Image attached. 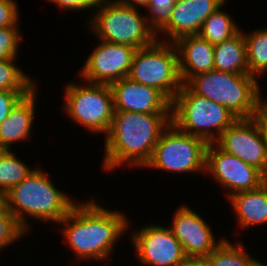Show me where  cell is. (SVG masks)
<instances>
[{"instance_id": "obj_2", "label": "cell", "mask_w": 267, "mask_h": 266, "mask_svg": "<svg viewBox=\"0 0 267 266\" xmlns=\"http://www.w3.org/2000/svg\"><path fill=\"white\" fill-rule=\"evenodd\" d=\"M170 123L171 113L114 111L104 139L103 171L114 172L124 166L144 169Z\"/></svg>"}, {"instance_id": "obj_34", "label": "cell", "mask_w": 267, "mask_h": 266, "mask_svg": "<svg viewBox=\"0 0 267 266\" xmlns=\"http://www.w3.org/2000/svg\"><path fill=\"white\" fill-rule=\"evenodd\" d=\"M264 73L266 74L267 73V68L266 69H263L255 78H256V97H257V100L258 102H267V97L265 98L261 93V86H260V83L259 81L261 80V76L264 75ZM263 96V97H262Z\"/></svg>"}, {"instance_id": "obj_5", "label": "cell", "mask_w": 267, "mask_h": 266, "mask_svg": "<svg viewBox=\"0 0 267 266\" xmlns=\"http://www.w3.org/2000/svg\"><path fill=\"white\" fill-rule=\"evenodd\" d=\"M192 93L226 107L237 119H251L258 105L256 78L211 70L192 76L184 84Z\"/></svg>"}, {"instance_id": "obj_30", "label": "cell", "mask_w": 267, "mask_h": 266, "mask_svg": "<svg viewBox=\"0 0 267 266\" xmlns=\"http://www.w3.org/2000/svg\"><path fill=\"white\" fill-rule=\"evenodd\" d=\"M29 92L0 90V124L9 115L15 105Z\"/></svg>"}, {"instance_id": "obj_36", "label": "cell", "mask_w": 267, "mask_h": 266, "mask_svg": "<svg viewBox=\"0 0 267 266\" xmlns=\"http://www.w3.org/2000/svg\"><path fill=\"white\" fill-rule=\"evenodd\" d=\"M3 205V196L0 194V207Z\"/></svg>"}, {"instance_id": "obj_22", "label": "cell", "mask_w": 267, "mask_h": 266, "mask_svg": "<svg viewBox=\"0 0 267 266\" xmlns=\"http://www.w3.org/2000/svg\"><path fill=\"white\" fill-rule=\"evenodd\" d=\"M225 3L203 22L199 35L207 40L210 44H218L224 40L230 39L240 30L233 16L228 11H223Z\"/></svg>"}, {"instance_id": "obj_33", "label": "cell", "mask_w": 267, "mask_h": 266, "mask_svg": "<svg viewBox=\"0 0 267 266\" xmlns=\"http://www.w3.org/2000/svg\"><path fill=\"white\" fill-rule=\"evenodd\" d=\"M119 3L131 6L134 8H146L151 0H117Z\"/></svg>"}, {"instance_id": "obj_14", "label": "cell", "mask_w": 267, "mask_h": 266, "mask_svg": "<svg viewBox=\"0 0 267 266\" xmlns=\"http://www.w3.org/2000/svg\"><path fill=\"white\" fill-rule=\"evenodd\" d=\"M173 213L169 228L187 258H205L223 241V237L217 240L210 223L188 205H180Z\"/></svg>"}, {"instance_id": "obj_18", "label": "cell", "mask_w": 267, "mask_h": 266, "mask_svg": "<svg viewBox=\"0 0 267 266\" xmlns=\"http://www.w3.org/2000/svg\"><path fill=\"white\" fill-rule=\"evenodd\" d=\"M174 44L178 52L179 73L183 84L192 76L214 69V45L199 34L180 37Z\"/></svg>"}, {"instance_id": "obj_1", "label": "cell", "mask_w": 267, "mask_h": 266, "mask_svg": "<svg viewBox=\"0 0 267 266\" xmlns=\"http://www.w3.org/2000/svg\"><path fill=\"white\" fill-rule=\"evenodd\" d=\"M126 216L122 210L103 207L94 198L79 200L58 223V229L77 262H109L114 246L131 228Z\"/></svg>"}, {"instance_id": "obj_11", "label": "cell", "mask_w": 267, "mask_h": 266, "mask_svg": "<svg viewBox=\"0 0 267 266\" xmlns=\"http://www.w3.org/2000/svg\"><path fill=\"white\" fill-rule=\"evenodd\" d=\"M208 174L225 189L227 199L235 193L257 189L267 181L260 170L221 150L215 143H208L206 149L205 175Z\"/></svg>"}, {"instance_id": "obj_24", "label": "cell", "mask_w": 267, "mask_h": 266, "mask_svg": "<svg viewBox=\"0 0 267 266\" xmlns=\"http://www.w3.org/2000/svg\"><path fill=\"white\" fill-rule=\"evenodd\" d=\"M246 43L249 74L256 77L267 68V28L261 27L247 33L243 30Z\"/></svg>"}, {"instance_id": "obj_8", "label": "cell", "mask_w": 267, "mask_h": 266, "mask_svg": "<svg viewBox=\"0 0 267 266\" xmlns=\"http://www.w3.org/2000/svg\"><path fill=\"white\" fill-rule=\"evenodd\" d=\"M128 77L158 89L172 102L183 86L175 44L156 40L147 47L137 49Z\"/></svg>"}, {"instance_id": "obj_3", "label": "cell", "mask_w": 267, "mask_h": 266, "mask_svg": "<svg viewBox=\"0 0 267 266\" xmlns=\"http://www.w3.org/2000/svg\"><path fill=\"white\" fill-rule=\"evenodd\" d=\"M43 171L39 164L3 196V205L27 233L32 229L29 218L57 225L79 202L56 187L50 173Z\"/></svg>"}, {"instance_id": "obj_21", "label": "cell", "mask_w": 267, "mask_h": 266, "mask_svg": "<svg viewBox=\"0 0 267 266\" xmlns=\"http://www.w3.org/2000/svg\"><path fill=\"white\" fill-rule=\"evenodd\" d=\"M238 242L229 241L225 238L223 241L205 257L210 266H259L260 259L250 252H247L242 240Z\"/></svg>"}, {"instance_id": "obj_13", "label": "cell", "mask_w": 267, "mask_h": 266, "mask_svg": "<svg viewBox=\"0 0 267 266\" xmlns=\"http://www.w3.org/2000/svg\"><path fill=\"white\" fill-rule=\"evenodd\" d=\"M214 143L267 177V146L253 118L237 119Z\"/></svg>"}, {"instance_id": "obj_38", "label": "cell", "mask_w": 267, "mask_h": 266, "mask_svg": "<svg viewBox=\"0 0 267 266\" xmlns=\"http://www.w3.org/2000/svg\"><path fill=\"white\" fill-rule=\"evenodd\" d=\"M174 1H175V3H176V2H179V1H185V0H174Z\"/></svg>"}, {"instance_id": "obj_17", "label": "cell", "mask_w": 267, "mask_h": 266, "mask_svg": "<svg viewBox=\"0 0 267 266\" xmlns=\"http://www.w3.org/2000/svg\"><path fill=\"white\" fill-rule=\"evenodd\" d=\"M38 87L36 86L25 95L11 110L9 115L0 124V150H12L16 143L29 142L32 129L35 128V116L38 99ZM33 125V126H32Z\"/></svg>"}, {"instance_id": "obj_15", "label": "cell", "mask_w": 267, "mask_h": 266, "mask_svg": "<svg viewBox=\"0 0 267 266\" xmlns=\"http://www.w3.org/2000/svg\"><path fill=\"white\" fill-rule=\"evenodd\" d=\"M226 1L185 0L176 2L169 21L156 33L157 40L174 43L180 37L198 34L203 22Z\"/></svg>"}, {"instance_id": "obj_6", "label": "cell", "mask_w": 267, "mask_h": 266, "mask_svg": "<svg viewBox=\"0 0 267 266\" xmlns=\"http://www.w3.org/2000/svg\"><path fill=\"white\" fill-rule=\"evenodd\" d=\"M236 120L226 107L192 93L184 84L171 102V122L207 143H214Z\"/></svg>"}, {"instance_id": "obj_28", "label": "cell", "mask_w": 267, "mask_h": 266, "mask_svg": "<svg viewBox=\"0 0 267 266\" xmlns=\"http://www.w3.org/2000/svg\"><path fill=\"white\" fill-rule=\"evenodd\" d=\"M21 29L19 27L0 28V59H18L19 48L22 44Z\"/></svg>"}, {"instance_id": "obj_20", "label": "cell", "mask_w": 267, "mask_h": 266, "mask_svg": "<svg viewBox=\"0 0 267 266\" xmlns=\"http://www.w3.org/2000/svg\"><path fill=\"white\" fill-rule=\"evenodd\" d=\"M214 69L222 72L249 74L242 29L230 39L214 45Z\"/></svg>"}, {"instance_id": "obj_27", "label": "cell", "mask_w": 267, "mask_h": 266, "mask_svg": "<svg viewBox=\"0 0 267 266\" xmlns=\"http://www.w3.org/2000/svg\"><path fill=\"white\" fill-rule=\"evenodd\" d=\"M174 5V0H151L145 8L148 24L156 33L169 21Z\"/></svg>"}, {"instance_id": "obj_29", "label": "cell", "mask_w": 267, "mask_h": 266, "mask_svg": "<svg viewBox=\"0 0 267 266\" xmlns=\"http://www.w3.org/2000/svg\"><path fill=\"white\" fill-rule=\"evenodd\" d=\"M16 0H0V28L20 27V10Z\"/></svg>"}, {"instance_id": "obj_26", "label": "cell", "mask_w": 267, "mask_h": 266, "mask_svg": "<svg viewBox=\"0 0 267 266\" xmlns=\"http://www.w3.org/2000/svg\"><path fill=\"white\" fill-rule=\"evenodd\" d=\"M27 236V232L19 225L10 211L2 205L0 207V253L8 246Z\"/></svg>"}, {"instance_id": "obj_9", "label": "cell", "mask_w": 267, "mask_h": 266, "mask_svg": "<svg viewBox=\"0 0 267 266\" xmlns=\"http://www.w3.org/2000/svg\"><path fill=\"white\" fill-rule=\"evenodd\" d=\"M207 145L204 139L178 129L171 122L161 133L144 168L182 175L195 172L205 175Z\"/></svg>"}, {"instance_id": "obj_32", "label": "cell", "mask_w": 267, "mask_h": 266, "mask_svg": "<svg viewBox=\"0 0 267 266\" xmlns=\"http://www.w3.org/2000/svg\"><path fill=\"white\" fill-rule=\"evenodd\" d=\"M252 118L257 123L267 146V102H258L257 109Z\"/></svg>"}, {"instance_id": "obj_12", "label": "cell", "mask_w": 267, "mask_h": 266, "mask_svg": "<svg viewBox=\"0 0 267 266\" xmlns=\"http://www.w3.org/2000/svg\"><path fill=\"white\" fill-rule=\"evenodd\" d=\"M99 43L87 56L78 71L80 79L98 84H108L128 77L136 48L97 39Z\"/></svg>"}, {"instance_id": "obj_19", "label": "cell", "mask_w": 267, "mask_h": 266, "mask_svg": "<svg viewBox=\"0 0 267 266\" xmlns=\"http://www.w3.org/2000/svg\"><path fill=\"white\" fill-rule=\"evenodd\" d=\"M228 200L243 231L257 225H267V181L257 189L235 193Z\"/></svg>"}, {"instance_id": "obj_4", "label": "cell", "mask_w": 267, "mask_h": 266, "mask_svg": "<svg viewBox=\"0 0 267 266\" xmlns=\"http://www.w3.org/2000/svg\"><path fill=\"white\" fill-rule=\"evenodd\" d=\"M94 11L86 19L89 22L86 26L96 39L136 49L147 47L157 40L156 32L139 8L117 0H99Z\"/></svg>"}, {"instance_id": "obj_25", "label": "cell", "mask_w": 267, "mask_h": 266, "mask_svg": "<svg viewBox=\"0 0 267 266\" xmlns=\"http://www.w3.org/2000/svg\"><path fill=\"white\" fill-rule=\"evenodd\" d=\"M17 60L0 59V90L31 91L36 86H40L33 78L28 76L29 74L18 67Z\"/></svg>"}, {"instance_id": "obj_31", "label": "cell", "mask_w": 267, "mask_h": 266, "mask_svg": "<svg viewBox=\"0 0 267 266\" xmlns=\"http://www.w3.org/2000/svg\"><path fill=\"white\" fill-rule=\"evenodd\" d=\"M50 4H56L58 8L62 11L72 10L73 11H87L91 10L92 15L95 11L94 8L97 7L99 0H46ZM93 9V10H92Z\"/></svg>"}, {"instance_id": "obj_35", "label": "cell", "mask_w": 267, "mask_h": 266, "mask_svg": "<svg viewBox=\"0 0 267 266\" xmlns=\"http://www.w3.org/2000/svg\"><path fill=\"white\" fill-rule=\"evenodd\" d=\"M184 266H210L205 258H188Z\"/></svg>"}, {"instance_id": "obj_16", "label": "cell", "mask_w": 267, "mask_h": 266, "mask_svg": "<svg viewBox=\"0 0 267 266\" xmlns=\"http://www.w3.org/2000/svg\"><path fill=\"white\" fill-rule=\"evenodd\" d=\"M114 110L139 113H171V102L156 88L124 77L110 84Z\"/></svg>"}, {"instance_id": "obj_10", "label": "cell", "mask_w": 267, "mask_h": 266, "mask_svg": "<svg viewBox=\"0 0 267 266\" xmlns=\"http://www.w3.org/2000/svg\"><path fill=\"white\" fill-rule=\"evenodd\" d=\"M131 230L128 239L140 265L184 266L186 263L188 258L169 226L151 223Z\"/></svg>"}, {"instance_id": "obj_23", "label": "cell", "mask_w": 267, "mask_h": 266, "mask_svg": "<svg viewBox=\"0 0 267 266\" xmlns=\"http://www.w3.org/2000/svg\"><path fill=\"white\" fill-rule=\"evenodd\" d=\"M13 150H0V194L4 196L13 186L23 181L34 169Z\"/></svg>"}, {"instance_id": "obj_37", "label": "cell", "mask_w": 267, "mask_h": 266, "mask_svg": "<svg viewBox=\"0 0 267 266\" xmlns=\"http://www.w3.org/2000/svg\"><path fill=\"white\" fill-rule=\"evenodd\" d=\"M259 266H267V264L264 263V262H261V263L259 264Z\"/></svg>"}, {"instance_id": "obj_7", "label": "cell", "mask_w": 267, "mask_h": 266, "mask_svg": "<svg viewBox=\"0 0 267 266\" xmlns=\"http://www.w3.org/2000/svg\"><path fill=\"white\" fill-rule=\"evenodd\" d=\"M82 82L70 81L64 85L65 102L61 108L71 121L84 127L89 134L105 136L115 111L110 85Z\"/></svg>"}]
</instances>
